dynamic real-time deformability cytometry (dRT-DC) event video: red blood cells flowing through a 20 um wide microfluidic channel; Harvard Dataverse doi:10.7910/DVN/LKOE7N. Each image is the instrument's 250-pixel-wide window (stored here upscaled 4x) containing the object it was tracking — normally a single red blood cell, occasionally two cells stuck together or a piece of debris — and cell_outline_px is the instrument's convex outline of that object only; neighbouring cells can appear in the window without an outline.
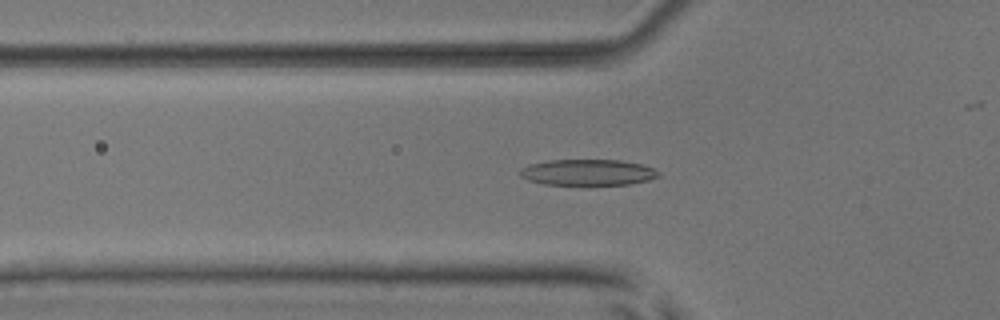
{"species": "common noctule bat (a hibernating species)", "species_latin": "Nyctalus noctula", "temperature_condition": "room temperature", "stored_images_in_passage": 40, "camera_frame_rate_fps": 3000, "um_per_image_px": 0.085, "animal": {"sex": "male", "body_mass_g": 17.9, "forearm_length_mm": 54.2}, "frame": {"image": 1, "passage_image": 12, "time_ms": 3.667, "image_size_px": [1000, 320], "cell_outline_px": [[660, 176], [648, 180], [628, 184], [588, 188], [544, 184], [528, 180], [520, 176], [520, 168], [528, 164], [548, 160], [620, 160], [640, 164], [652, 168], [660, 172]], "centroid_in_image_um": [49.93, 14.7], "position_along_channel_um": 75.9, "area_um2": 22.08}}
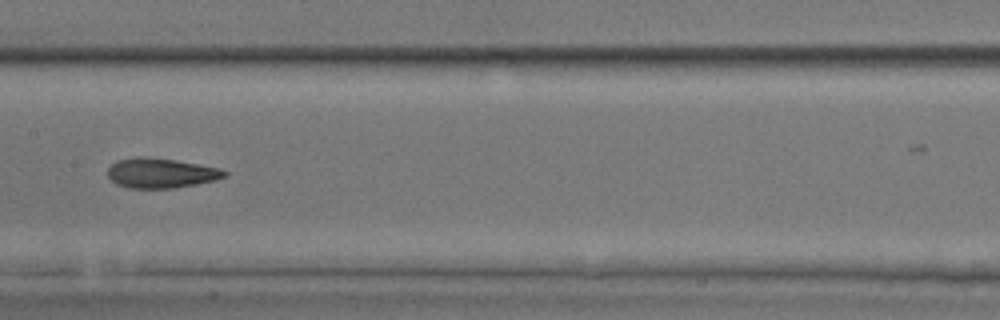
{"frame": {"image": 2, "passage_image": 21, "time_ms": 6.667, "image_size_px": [1000, 320], "cell_outline_px": [[228, 176], [216, 180], [196, 184], [172, 188], [128, 188], [116, 184], [108, 176], [108, 168], [116, 160], [136, 156], [148, 156], [176, 160], [220, 168], [228, 172]], "centroid_in_image_um": [13.68, 14.7], "position_along_channel_um": 193.7, "area_um2": 20.52}}
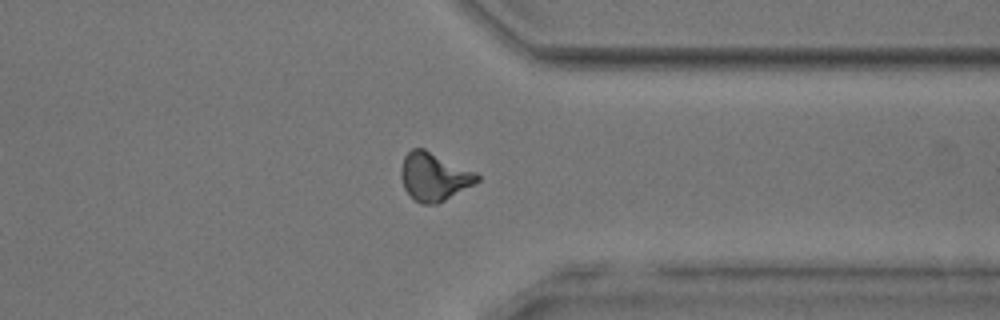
{"frame": {"image": 3, "passage_image": 35, "time_ms": 11.333, "image_size_px": [1000, 320], "cell_outline_px": [[480, 180], [444, 200], [436, 204], [420, 204], [404, 188], [400, 176], [400, 168], [404, 156], [412, 148], [424, 148], [476, 172], [480, 176]], "centroid_in_image_um": [36.87, 15.0], "position_along_channel_um": 374.5, "area_um2": 21.15}, "authors_computed_cell_mechanics": {"area_um2": 20.2589, "velocity_mm_per_s": 3.9194, "shape_relaxation_time_tau1_ms": 5.1018, "shape_relaxation_time_tau2_ms": 2.4414, "deformation_change_tau1": 0.1753, "deformation_change_tau2": 0.1069}}